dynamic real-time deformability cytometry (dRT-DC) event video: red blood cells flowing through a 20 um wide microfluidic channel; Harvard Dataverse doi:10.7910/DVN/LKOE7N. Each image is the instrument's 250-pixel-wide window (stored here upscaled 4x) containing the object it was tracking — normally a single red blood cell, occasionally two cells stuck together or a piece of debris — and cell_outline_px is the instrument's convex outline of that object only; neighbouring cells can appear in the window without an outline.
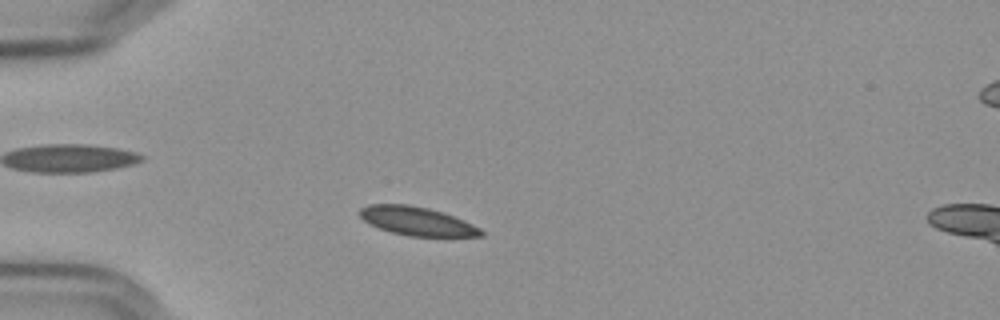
{"species": "Egyptian fruit bat (a non-hibernating species)", "species_latin": "Rousettus aegyptiacus", "temperature_condition": "cold", "stored_images_in_passage": 51, "camera_frame_rate_fps": 3000, "um_per_image_px": 0.085, "frame": {"image": 1, "passage_image": 10, "time_ms": 3.0, "image_size_px": [1000, 320], "cell_outline_px": [[484, 236], [408, 236], [392, 232], [368, 224], [360, 216], [360, 208], [368, 204], [408, 204], [428, 208], [452, 216], [472, 224], [480, 228], [484, 232]], "centroid_in_image_um": [35.41, 18.79], "position_along_channel_um": 49.6, "area_um2": 20.0}}
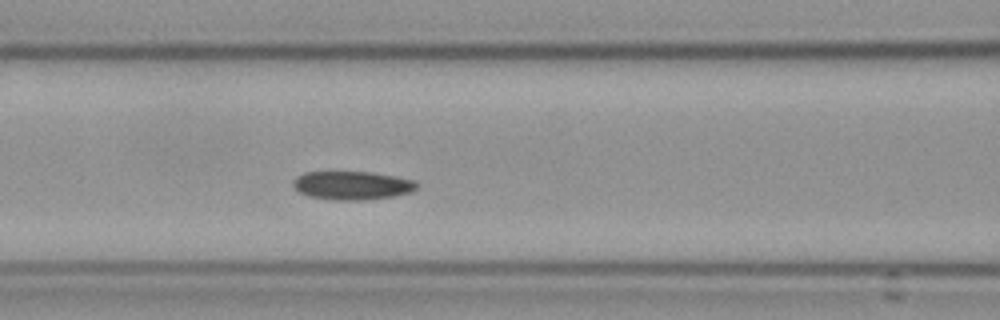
{"frame": {"image": 2, "passage_image": 19, "time_ms": 6.0, "image_size_px": [1000, 320], "cell_outline_px": [[416, 188], [412, 192], [392, 196], [364, 200], [332, 200], [308, 196], [300, 192], [292, 184], [296, 176], [304, 172], [372, 172], [416, 180]], "centroid_in_image_um": [29.92, 15.76], "position_along_channel_um": 136.7, "area_um2": 20.52}}
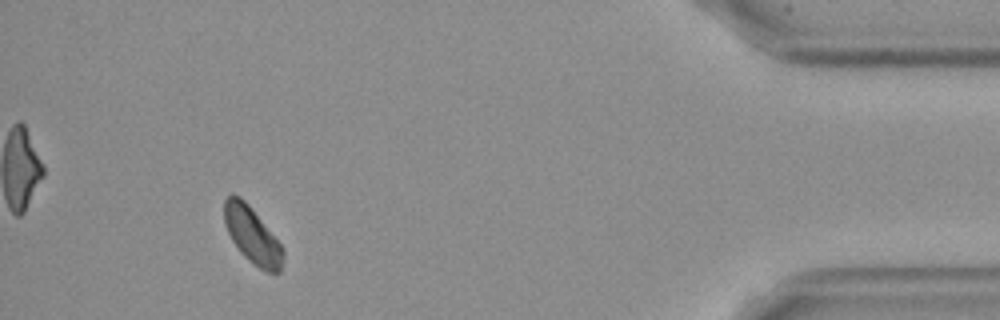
{"frame": {"image": 3, "passage_image": 47, "time_ms": 15.333, "image_size_px": [1000, 320], "cell_outline_px": [[284, 256], [280, 272], [264, 272], [248, 260], [240, 252], [232, 240], [224, 224], [224, 200], [232, 192], [240, 196], [248, 204], [280, 244], [284, 252]], "centroid_in_image_um": [21.41, 20.0], "position_along_channel_um": 413.8, "area_um2": 19.19}}